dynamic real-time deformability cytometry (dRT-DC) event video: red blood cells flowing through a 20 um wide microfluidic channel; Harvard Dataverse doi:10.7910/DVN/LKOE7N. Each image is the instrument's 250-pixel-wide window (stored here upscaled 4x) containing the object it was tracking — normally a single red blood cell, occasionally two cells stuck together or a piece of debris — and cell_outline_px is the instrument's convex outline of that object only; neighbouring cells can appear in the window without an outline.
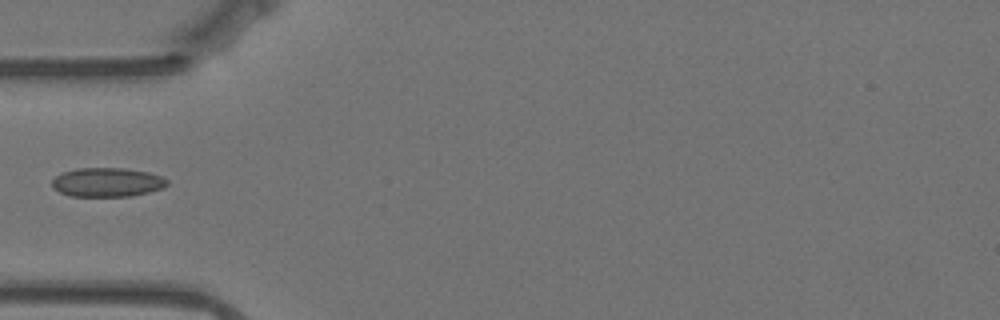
{"species": "Egyptian fruit bat (a non-hibernating species)", "species_latin": "Rousettus aegyptiacus", "temperature_condition": "warm", "stored_images_in_passage": 17, "camera_frame_rate_fps": 3000, "um_per_image_px": 0.085, "animal": {"sex": "female"}, "frame": {"image": 1, "passage_image": 1, "time_ms": 0.0, "image_size_px": [1000, 320], "cell_outline_px": [[168, 184], [160, 188], [148, 192], [132, 196], [68, 196], [52, 188], [52, 180], [56, 176], [64, 172], [76, 168], [124, 168], [148, 172], [160, 176], [168, 180]], "centroid_in_image_um": [9.08, 15.49], "position_along_channel_um": 75.9, "area_um2": 19.42}}